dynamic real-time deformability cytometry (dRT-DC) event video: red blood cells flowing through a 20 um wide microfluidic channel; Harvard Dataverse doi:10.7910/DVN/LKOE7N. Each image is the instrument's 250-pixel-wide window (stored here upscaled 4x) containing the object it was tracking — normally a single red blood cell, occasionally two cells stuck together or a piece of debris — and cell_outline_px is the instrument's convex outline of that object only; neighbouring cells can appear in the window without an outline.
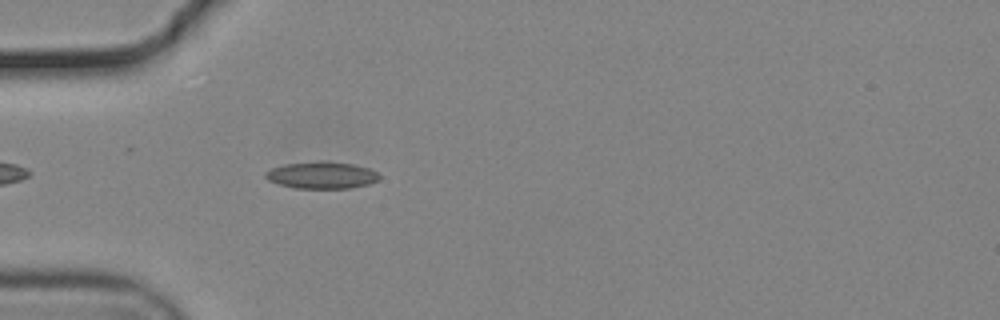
{"species": "common noctule bat (a hibernating species)", "species_latin": "Nyctalus noctula", "temperature_condition": "cold", "stored_images_in_passage": 15, "camera_frame_rate_fps": 3000, "um_per_image_px": 0.085, "animal": {"sex": "male", "body_mass_g": 19.2, "forearm_length_mm": 51.8}, "frame": {"image": 1, "passage_image": 5, "time_ms": 1.333, "image_size_px": [1000, 320], "cell_outline_px": [[380, 176], [376, 180], [368, 184], [348, 188], [296, 188], [280, 184], [268, 180], [264, 176], [264, 172], [272, 168], [284, 164], [328, 160], [352, 164], [368, 168], [376, 172]], "centroid_in_image_um": [27.31, 14.87], "position_along_channel_um": 57.7, "area_um2": 17.74}}
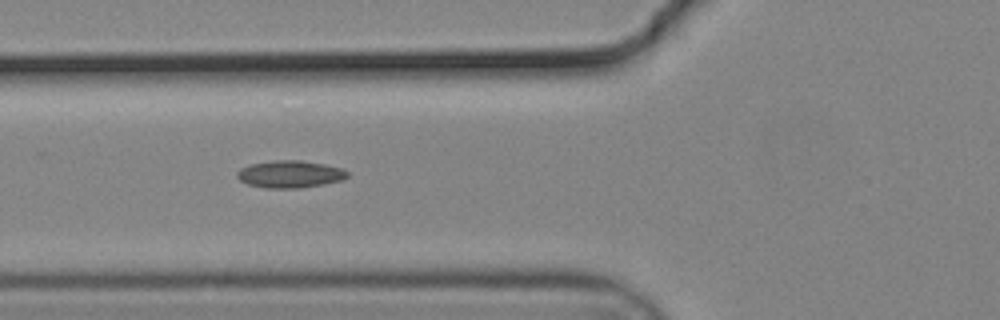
{"frame": {"image": 2, "passage_image": 9, "time_ms": 2.667, "image_size_px": [1000, 320], "cell_outline_px": [[348, 176], [344, 180], [324, 184], [300, 188], [268, 188], [248, 184], [240, 180], [236, 176], [236, 172], [240, 168], [252, 164], [276, 160], [300, 160], [324, 164], [340, 168], [348, 172]], "centroid_in_image_um": [24.65, 14.81], "position_along_channel_um": 101.1, "area_um2": 17.46}}
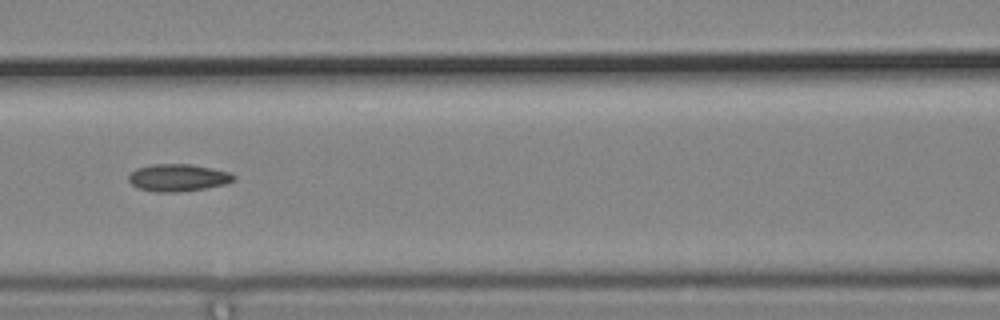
{"frame": {"image": 3, "passage_image": 13, "time_ms": 4.0, "image_size_px": [1000, 320], "cell_outline_px": [[236, 180], [224, 184], [204, 188], [176, 192], [156, 192], [140, 188], [132, 184], [128, 180], [128, 176], [136, 168], [152, 164], [188, 164], [212, 168], [228, 172], [236, 176]], "centroid_in_image_um": [15.13, 15.09], "position_along_channel_um": 151.5, "area_um2": 16.53}}